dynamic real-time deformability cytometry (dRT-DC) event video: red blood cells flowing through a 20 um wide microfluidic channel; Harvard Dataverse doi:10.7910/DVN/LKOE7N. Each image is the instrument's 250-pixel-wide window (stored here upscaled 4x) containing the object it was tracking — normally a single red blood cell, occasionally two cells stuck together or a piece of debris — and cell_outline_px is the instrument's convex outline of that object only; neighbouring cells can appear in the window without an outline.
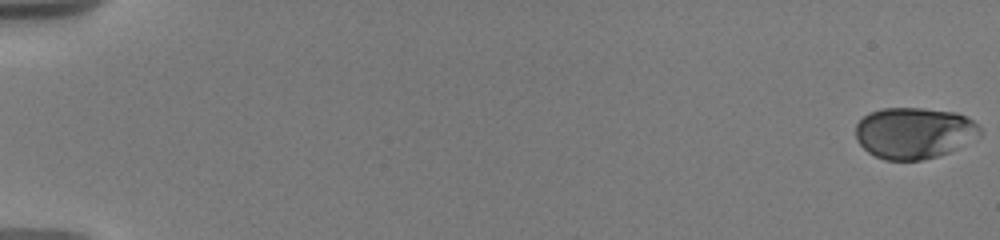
{"species": "human", "species_latin": "Homo sapiens", "temperature_condition": "warm", "stored_images_in_passage": 39, "camera_frame_rate_fps": 3000, "um_per_image_px": 0.085, "donor": {"sex": "male"}, "frame": {"image": 1, "passage_image": 1, "time_ms": 0.0, "image_size_px": [1000, 240], "cell_outline_px": [[980, 136], [948, 152], [936, 156], [920, 160], [884, 160], [868, 152], [856, 140], [856, 124], [868, 112], [884, 108], [920, 108], [956, 112], [972, 120], [980, 128]], "centroid_in_image_um": [77.67, 11.29], "position_along_channel_um": 7.3, "area_um2": 36.99}}
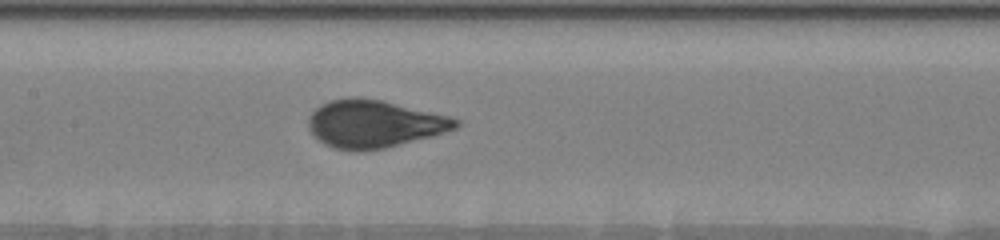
{"frame": {"image": 2, "passage_image": 17, "time_ms": 9.667, "image_size_px": [1000, 240], "cell_outline_px": [[460, 124], [456, 128], [432, 136], [384, 148], [356, 152], [336, 148], [324, 144], [308, 128], [308, 116], [320, 104], [328, 100], [352, 96], [360, 96], [384, 100], [448, 116], [460, 120]], "centroid_in_image_um": [31.77, 10.51], "position_along_channel_um": 175.6, "area_um2": 41.04}}
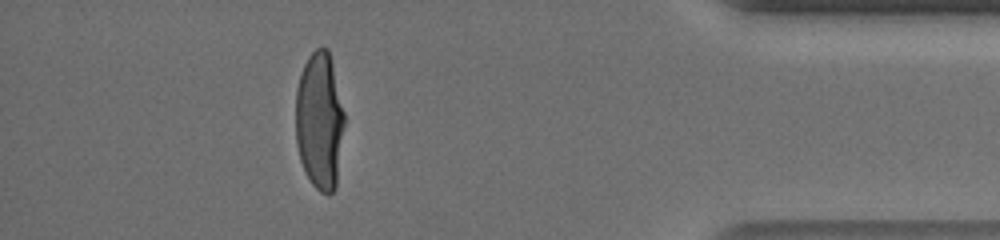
{"frame": {"image": 3, "passage_image": 36, "time_ms": 17.0, "image_size_px": [1000, 240], "cell_outline_px": [[344, 124], [336, 188], [328, 196], [320, 192], [312, 184], [300, 160], [296, 144], [296, 88], [304, 64], [308, 56], [316, 48], [328, 48], [344, 112]], "centroid_in_image_um": [27.16, 10.3], "position_along_channel_um": 408.0, "area_um2": 38.96}, "authors_computed_cell_mechanics": {"area_um2": 39.882, "velocity_mm_per_s": 3.6588, "shape_relaxation_time_tau1_ms": 5.8733, "shape_relaxation_time_tau2_ms": null, "deformation_change_tau1": 0.2207, "deformation_change_tau2": null}}